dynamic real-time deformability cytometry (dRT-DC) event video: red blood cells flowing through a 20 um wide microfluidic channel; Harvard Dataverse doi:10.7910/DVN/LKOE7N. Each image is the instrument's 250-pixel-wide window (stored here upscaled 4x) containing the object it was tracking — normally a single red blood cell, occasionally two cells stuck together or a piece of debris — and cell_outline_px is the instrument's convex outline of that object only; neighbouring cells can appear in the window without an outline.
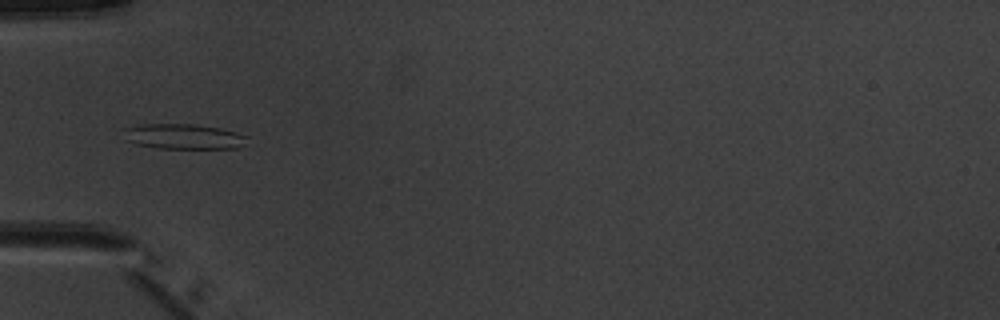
{"species": "common noctule bat (a hibernating species)", "species_latin": "Nyctalus noctula", "temperature_condition": "warm", "stored_images_in_passage": 2, "camera_frame_rate_fps": 3000, "um_per_image_px": 0.085, "animal": {"sex": "male", "body_mass_g": 20.1, "forearm_length_mm": 53.5}, "frame": {"image": 1, "passage_image": 1, "time_ms": 0.0, "image_size_px": [1000, 320], "cell_outline_px": [[248, 136], [244, 144], [236, 148], [156, 148], [136, 144], [128, 140], [120, 128], [144, 124], [196, 124], [220, 128], [236, 132]], "centroid_in_image_um": [15.57, 11.59], "position_along_channel_um": 69.4, "area_um2": 18.15}}